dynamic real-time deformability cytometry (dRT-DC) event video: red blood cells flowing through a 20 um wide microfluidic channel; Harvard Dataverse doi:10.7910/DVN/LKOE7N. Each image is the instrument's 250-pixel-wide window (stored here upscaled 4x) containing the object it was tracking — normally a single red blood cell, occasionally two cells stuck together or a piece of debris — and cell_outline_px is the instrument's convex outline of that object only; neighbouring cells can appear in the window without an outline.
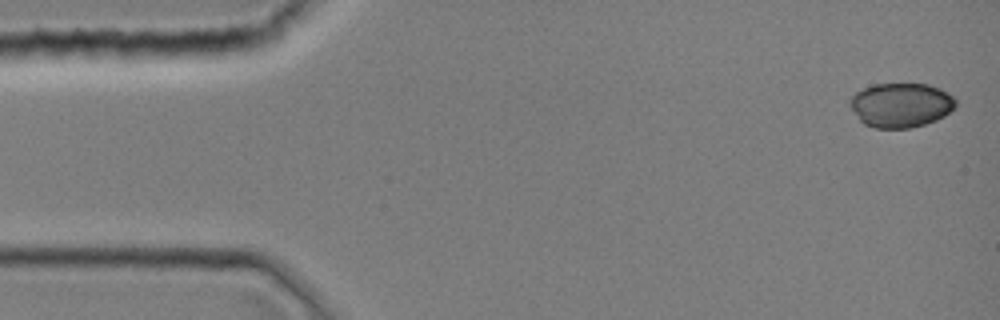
{"species": "common noctule bat (a hibernating species)", "species_latin": "Nyctalus noctula", "temperature_condition": "room temperature", "stored_images_in_passage": 43, "camera_frame_rate_fps": 3000, "um_per_image_px": 0.085, "animal": {"sex": "female", "body_mass_g": 19.0, "forearm_length_mm": 51.5}, "frame": {"image": 1, "passage_image": 1, "time_ms": 0.0, "image_size_px": [1000, 320], "cell_outline_px": [[956, 104], [944, 116], [936, 120], [924, 124], [908, 128], [876, 128], [864, 124], [860, 120], [848, 104], [848, 100], [856, 92], [872, 84], [928, 84], [940, 88], [952, 96], [956, 100]], "centroid_in_image_um": [76.54, 8.92], "position_along_channel_um": 8.5, "area_um2": 27.28}}
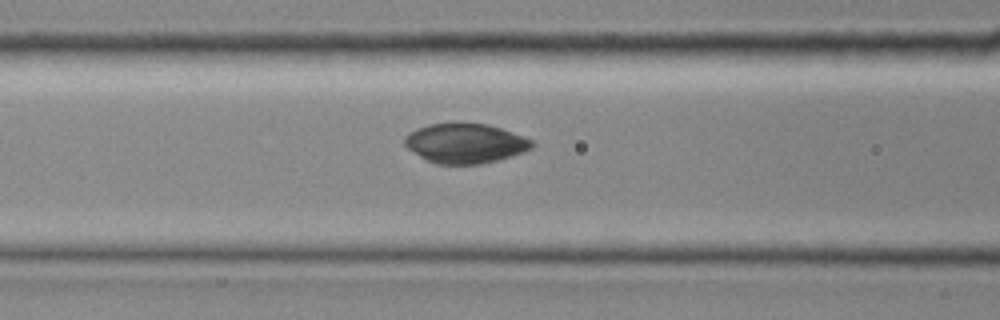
{"frame": {"image": 2, "passage_image": 17, "time_ms": 5.333, "image_size_px": [1000, 320], "cell_outline_px": [[536, 144], [532, 148], [524, 152], [496, 160], [480, 164], [436, 164], [420, 156], [408, 148], [404, 144], [404, 136], [408, 132], [416, 128], [428, 124], [488, 124], [524, 136], [532, 140]], "centroid_in_image_um": [39.55, 12.18], "position_along_channel_um": 127.1, "area_um2": 29.25}}
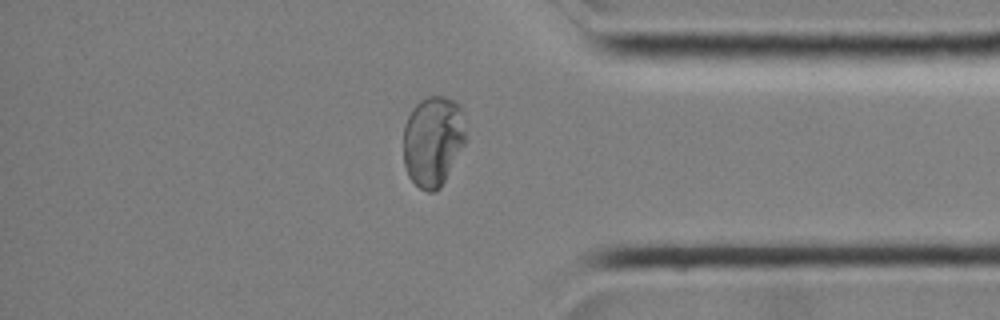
{"frame": {"image": 3, "passage_image": 36, "time_ms": 11.667, "image_size_px": [1000, 320], "cell_outline_px": [[464, 144], [440, 188], [436, 192], [428, 192], [420, 188], [408, 176], [404, 164], [404, 124], [412, 108], [420, 100], [428, 96], [444, 96], [456, 100], [464, 108]], "centroid_in_image_um": [36.8, 11.94], "position_along_channel_um": 398.4, "area_um2": 33.06}}